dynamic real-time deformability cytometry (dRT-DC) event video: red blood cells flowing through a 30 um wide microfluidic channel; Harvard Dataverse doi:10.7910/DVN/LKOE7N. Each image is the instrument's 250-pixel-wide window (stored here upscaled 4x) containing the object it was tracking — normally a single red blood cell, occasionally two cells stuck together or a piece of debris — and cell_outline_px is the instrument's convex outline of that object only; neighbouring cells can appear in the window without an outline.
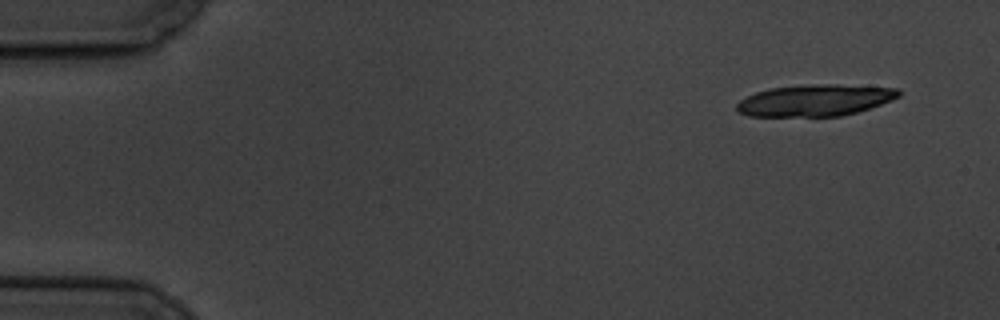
{"species": "common noctule bat (a hibernating species)", "species_latin": "Nyctalus noctula", "temperature_condition": "cold", "stored_images_in_passage": 4, "camera_frame_rate_fps": 3000, "um_per_image_px": 0.085, "animal": {"sex": "male", "body_mass_g": 19.5, "forearm_length_mm": 54.6}, "frame": {"image": 1, "passage_image": 1, "time_ms": 0.0, "image_size_px": [1000, 320], "cell_outline_px": [[900, 96], [892, 100], [856, 112], [840, 116], [748, 116], [736, 112], [736, 104], [740, 100], [756, 92], [772, 88], [812, 84], [836, 84], [900, 88]], "centroid_in_image_um": [69.27, 8.52], "position_along_channel_um": 15.7, "area_um2": 29.77}}